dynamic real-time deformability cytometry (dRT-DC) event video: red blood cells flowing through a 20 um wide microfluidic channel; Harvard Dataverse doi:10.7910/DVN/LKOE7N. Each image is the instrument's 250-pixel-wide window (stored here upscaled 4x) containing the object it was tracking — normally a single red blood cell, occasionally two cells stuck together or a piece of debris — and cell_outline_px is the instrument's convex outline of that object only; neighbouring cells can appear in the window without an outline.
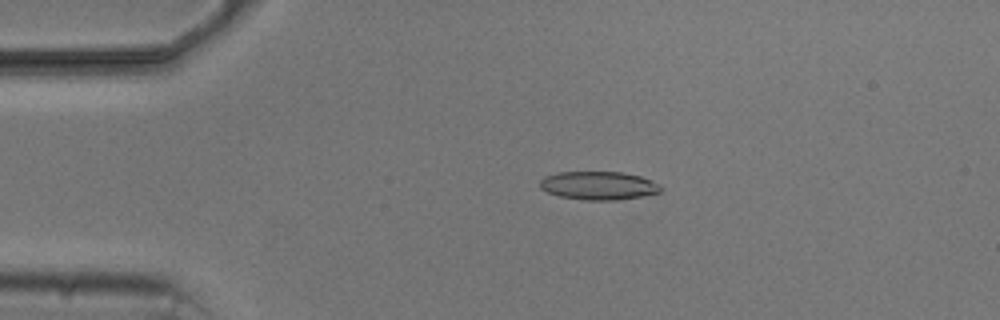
{"species": "common noctule bat (a hibernating species)", "species_latin": "Nyctalus noctula", "temperature_condition": "cold", "stored_images_in_passage": 4, "camera_frame_rate_fps": 3000, "um_per_image_px": 0.085, "animal": {"sex": "male", "body_mass_g": 20.5, "forearm_length_mm": 52.5}, "frame": {"image": 1, "passage_image": 3, "time_ms": 2.333, "image_size_px": [1000, 320], "cell_outline_px": [[664, 188], [660, 192], [640, 196], [616, 200], [584, 200], [560, 196], [548, 192], [540, 188], [540, 180], [544, 176], [556, 172], [620, 172], [640, 176], [660, 184]], "centroid_in_image_um": [50.87, 15.77], "position_along_channel_um": 34.1, "area_um2": 19.94}}